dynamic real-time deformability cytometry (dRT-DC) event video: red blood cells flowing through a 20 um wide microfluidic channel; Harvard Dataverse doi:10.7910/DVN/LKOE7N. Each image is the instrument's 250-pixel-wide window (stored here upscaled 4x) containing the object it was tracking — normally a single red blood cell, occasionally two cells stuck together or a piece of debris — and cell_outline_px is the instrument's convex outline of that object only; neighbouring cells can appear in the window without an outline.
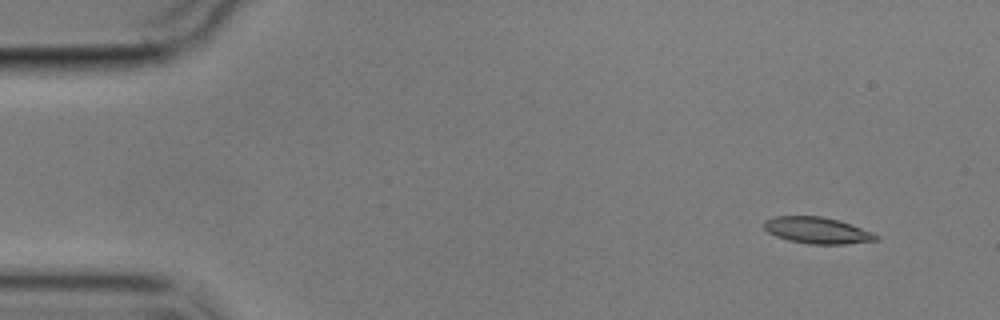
{"species": "common noctule bat (a hibernating species)", "species_latin": "Nyctalus noctula", "temperature_condition": "cold", "stored_images_in_passage": 5, "camera_frame_rate_fps": 3000, "um_per_image_px": 0.085, "animal": {"sex": "male", "body_mass_g": 17.9}, "frame": {"image": 1, "passage_image": 2, "time_ms": 1.333, "image_size_px": [1000, 320], "cell_outline_px": [[880, 240], [844, 244], [808, 244], [788, 240], [776, 236], [768, 232], [764, 228], [764, 220], [776, 216], [820, 216], [840, 220], [872, 232], [880, 236]], "centroid_in_image_um": [69.48, 19.58], "position_along_channel_um": 15.5, "area_um2": 17.34}}
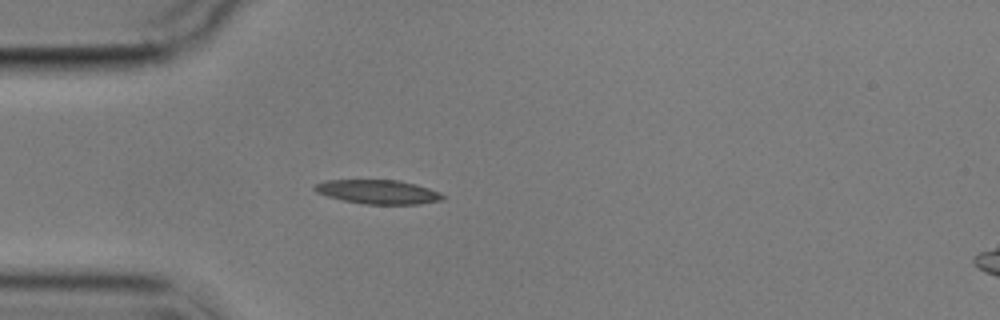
{"frame": {"image": 2, "passage_image": 5, "time_ms": 5.0, "image_size_px": [1000, 320], "cell_outline_px": [[448, 196], [444, 200], [420, 204], [364, 204], [344, 200], [328, 196], [316, 192], [312, 188], [316, 184], [324, 180], [396, 180], [416, 184], [440, 192]], "centroid_in_image_um": [32.18, 16.31], "position_along_channel_um": 52.8, "area_um2": 18.03}}